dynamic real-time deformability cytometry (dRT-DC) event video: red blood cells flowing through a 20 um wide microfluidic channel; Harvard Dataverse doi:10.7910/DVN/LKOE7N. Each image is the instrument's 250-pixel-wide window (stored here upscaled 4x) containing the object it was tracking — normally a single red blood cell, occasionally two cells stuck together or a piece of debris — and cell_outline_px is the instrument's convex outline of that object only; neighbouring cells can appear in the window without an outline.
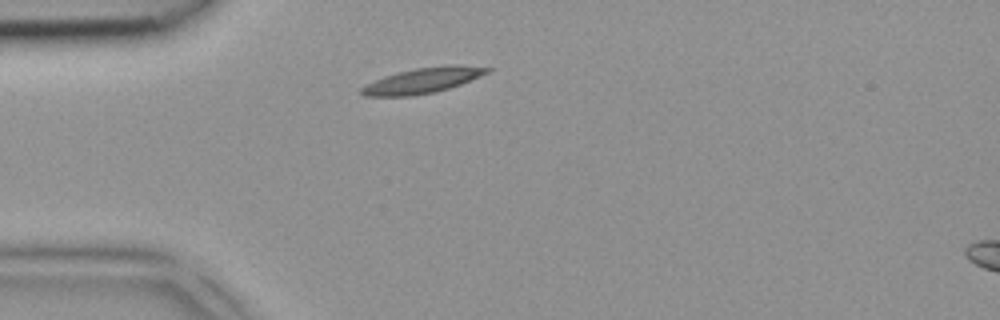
{"species": "common noctule bat (a hibernating species)", "species_latin": "Nyctalus noctula", "temperature_condition": "room temperature", "stored_images_in_passage": 2, "segment_of_instrument_passage": [1, 2], "camera_frame_rate_fps": 3000, "um_per_image_px": 0.085, "animal": {"sex": "female", "body_mass_g": 18.4}, "frame": {"image": 1, "passage_image": 1, "time_ms": 0.0, "image_size_px": [1000, 320], "cell_outline_px": [[492, 72], [460, 84], [436, 92], [412, 96], [364, 96], [360, 92], [360, 88], [384, 76], [416, 68], [448, 64], [460, 64], [492, 68]], "centroid_in_image_um": [36.0, 6.83], "position_along_channel_um": 49.0, "area_um2": 18.67}}